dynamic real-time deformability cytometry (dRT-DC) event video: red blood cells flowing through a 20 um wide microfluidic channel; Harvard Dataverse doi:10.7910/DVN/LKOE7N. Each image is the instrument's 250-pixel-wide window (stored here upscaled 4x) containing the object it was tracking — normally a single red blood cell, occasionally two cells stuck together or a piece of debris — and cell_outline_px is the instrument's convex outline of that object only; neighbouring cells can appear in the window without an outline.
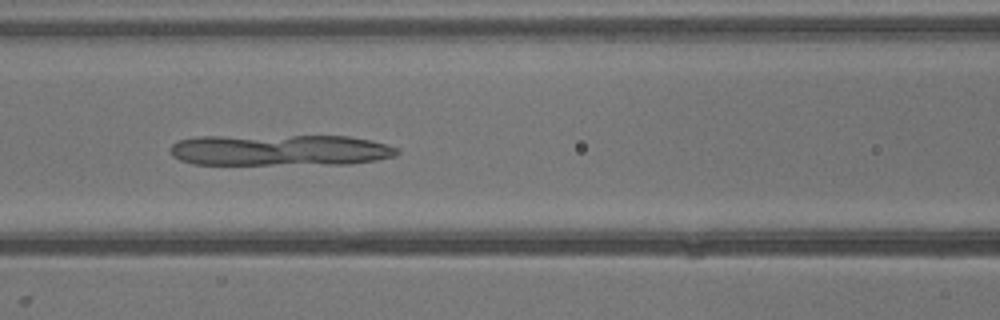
{"species": "common noctule bat (a hibernating species)", "species_latin": "Nyctalus noctula", "temperature_condition": "warm", "stored_images_in_passage": 24, "camera_frame_rate_fps": 3000, "um_per_image_px": 0.085, "animal": {"sex": "male", "body_mass_g": 13.3}, "frame": {"image": 1, "passage_image": 17, "time_ms": 5.333, "image_size_px": [1000, 320], "cell_outline_px": [[400, 152], [396, 156], [376, 160], [348, 164], [192, 164], [180, 160], [172, 156], [168, 152], [168, 148], [172, 144], [180, 140], [200, 136], [348, 136], [372, 140], [400, 148]], "centroid_in_image_um": [23.8, 12.76], "position_along_channel_um": 142.8, "area_um2": 41.67}}
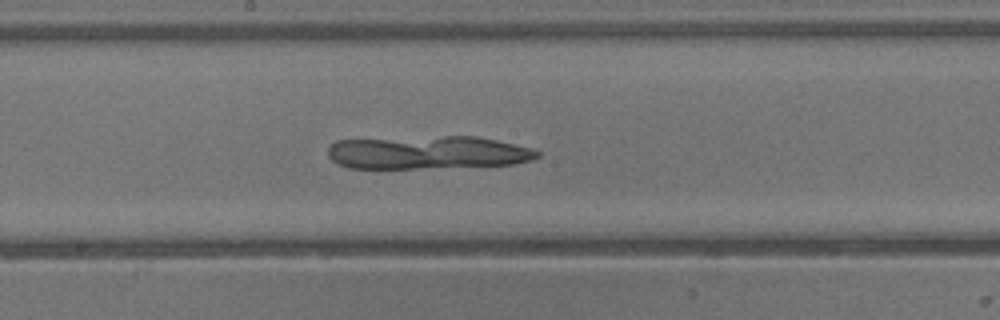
{"frame": {"image": 2, "passage_image": 21, "time_ms": 6.667, "image_size_px": [1000, 320], "cell_outline_px": [[540, 156], [532, 160], [516, 164], [416, 168], [348, 168], [332, 160], [328, 156], [328, 148], [336, 140], [444, 136], [476, 136], [496, 140], [532, 148], [540, 152]], "centroid_in_image_um": [36.37, 12.96], "position_along_channel_um": 211.8, "area_um2": 40.34}}
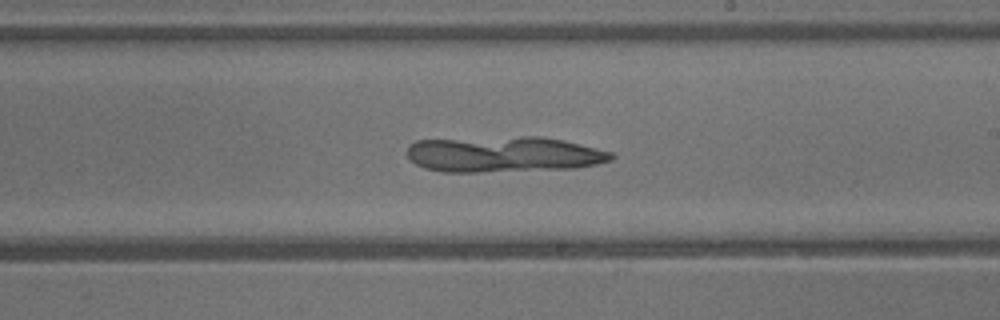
{"frame": {"image": 3, "passage_image": 23, "time_ms": 7.333, "image_size_px": [1000, 320], "cell_outline_px": [[616, 156], [612, 160], [596, 164], [576, 168], [476, 172], [440, 172], [424, 168], [416, 164], [408, 156], [408, 144], [416, 140], [520, 136], [540, 136], [564, 140], [612, 152]], "centroid_in_image_um": [42.81, 13.11], "position_along_channel_um": 246.2, "area_um2": 42.77}}